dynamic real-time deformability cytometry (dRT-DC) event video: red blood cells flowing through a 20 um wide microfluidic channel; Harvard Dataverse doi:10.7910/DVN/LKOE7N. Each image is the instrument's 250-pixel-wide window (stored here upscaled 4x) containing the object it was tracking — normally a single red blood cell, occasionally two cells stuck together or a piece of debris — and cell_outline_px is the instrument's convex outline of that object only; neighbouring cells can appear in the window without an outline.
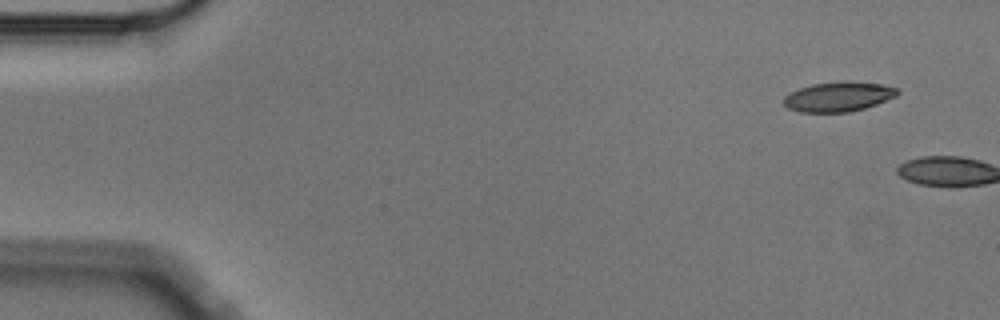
{"species": "Egyptian fruit bat (a non-hibernating species)", "species_latin": "Rousettus aegyptiacus", "temperature_condition": "cold", "stored_images_in_passage": 2, "camera_frame_rate_fps": 3000, "um_per_image_px": 0.085, "animal": {"sex": "male"}, "frame": {"image": 1, "passage_image": 1, "time_ms": 0.0, "image_size_px": [1000, 320], "cell_outline_px": [[900, 92], [896, 96], [876, 104], [864, 108], [848, 112], [800, 112], [788, 108], [784, 104], [784, 96], [800, 88], [812, 84], [880, 84], [896, 88]], "centroid_in_image_um": [71.23, 8.27], "position_along_channel_um": 13.8, "area_um2": 18.61}}